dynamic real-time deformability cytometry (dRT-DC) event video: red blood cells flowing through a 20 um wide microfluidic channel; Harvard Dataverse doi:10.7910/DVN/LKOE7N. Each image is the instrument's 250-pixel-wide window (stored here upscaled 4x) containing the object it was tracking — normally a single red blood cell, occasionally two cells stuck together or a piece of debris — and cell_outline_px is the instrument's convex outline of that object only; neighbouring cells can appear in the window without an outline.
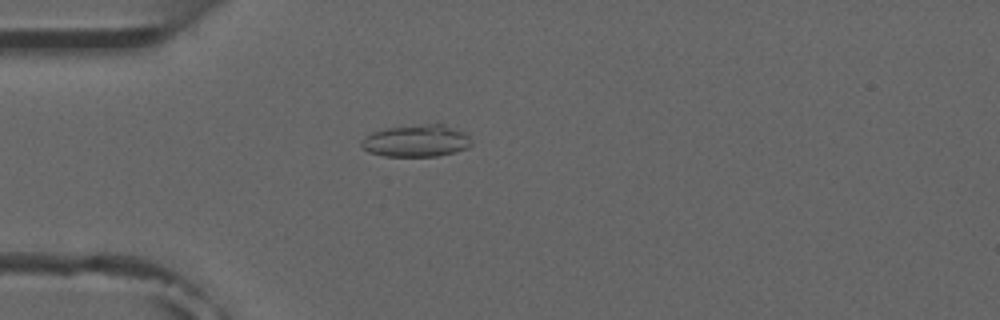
{"species": "common noctule bat (a hibernating species)", "species_latin": "Nyctalus noctula", "temperature_condition": "room temperature", "stored_images_in_passage": 3, "camera_frame_rate_fps": 3000, "um_per_image_px": 0.085, "animal": {"sex": "male", "forearm_length_mm": 52.5}, "frame": {"image": 1, "passage_image": 3, "time_ms": 2.333, "image_size_px": [1000, 320], "cell_outline_px": [[472, 144], [468, 148], [456, 152], [436, 156], [384, 156], [368, 152], [360, 144], [360, 140], [364, 136], [372, 132], [388, 128], [428, 124], [440, 124], [464, 132], [472, 140]], "centroid_in_image_um": [35.38, 11.99], "position_along_channel_um": 49.6, "area_um2": 20.46}}